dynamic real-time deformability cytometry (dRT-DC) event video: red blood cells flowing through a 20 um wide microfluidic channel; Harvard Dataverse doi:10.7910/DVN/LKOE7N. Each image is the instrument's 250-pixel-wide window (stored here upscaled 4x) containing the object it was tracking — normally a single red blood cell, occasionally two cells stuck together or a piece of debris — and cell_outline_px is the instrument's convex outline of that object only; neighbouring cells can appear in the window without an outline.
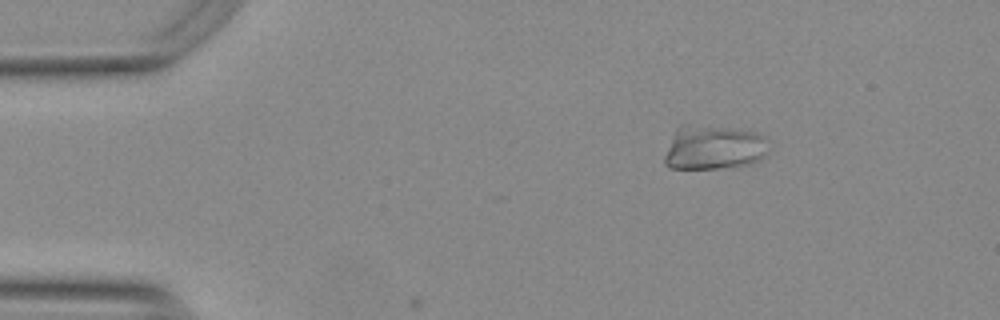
{"species": "Egyptian fruit bat (a non-hibernating species)", "species_latin": "Rousettus aegyptiacus", "temperature_condition": "warm", "stored_images_in_passage": 8, "camera_frame_rate_fps": 3000, "um_per_image_px": 0.085, "animal": {"sex": "female"}, "frame": {"image": 1, "passage_image": 1, "time_ms": 0.0, "image_size_px": [1000, 320], "cell_outline_px": [[768, 140], [764, 156], [756, 160], [740, 164], [716, 168], [668, 168], [664, 164], [664, 156], [676, 128], [680, 124], [688, 124], [756, 132], [768, 136]], "centroid_in_image_um": [60.61, 12.52], "position_along_channel_um": 24.4, "area_um2": 26.36}}